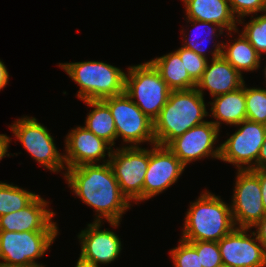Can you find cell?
I'll return each instance as SVG.
<instances>
[{
  "instance_id": "cell-30",
  "label": "cell",
  "mask_w": 266,
  "mask_h": 267,
  "mask_svg": "<svg viewBox=\"0 0 266 267\" xmlns=\"http://www.w3.org/2000/svg\"><path fill=\"white\" fill-rule=\"evenodd\" d=\"M189 243L200 256L202 267H217L222 264L218 242L196 241Z\"/></svg>"
},
{
  "instance_id": "cell-13",
  "label": "cell",
  "mask_w": 266,
  "mask_h": 267,
  "mask_svg": "<svg viewBox=\"0 0 266 267\" xmlns=\"http://www.w3.org/2000/svg\"><path fill=\"white\" fill-rule=\"evenodd\" d=\"M249 230L251 231L246 228H235L218 241L223 264L228 267L266 266V252L256 234H248Z\"/></svg>"
},
{
  "instance_id": "cell-9",
  "label": "cell",
  "mask_w": 266,
  "mask_h": 267,
  "mask_svg": "<svg viewBox=\"0 0 266 267\" xmlns=\"http://www.w3.org/2000/svg\"><path fill=\"white\" fill-rule=\"evenodd\" d=\"M10 130L23 144L27 152L42 166L52 172L66 170L64 155L57 150L49 130L34 117L17 119Z\"/></svg>"
},
{
  "instance_id": "cell-25",
  "label": "cell",
  "mask_w": 266,
  "mask_h": 267,
  "mask_svg": "<svg viewBox=\"0 0 266 267\" xmlns=\"http://www.w3.org/2000/svg\"><path fill=\"white\" fill-rule=\"evenodd\" d=\"M246 119L266 125V89L245 87Z\"/></svg>"
},
{
  "instance_id": "cell-21",
  "label": "cell",
  "mask_w": 266,
  "mask_h": 267,
  "mask_svg": "<svg viewBox=\"0 0 266 267\" xmlns=\"http://www.w3.org/2000/svg\"><path fill=\"white\" fill-rule=\"evenodd\" d=\"M150 62L159 71L162 79L172 91L196 88V83L190 78L176 51L156 57Z\"/></svg>"
},
{
  "instance_id": "cell-27",
  "label": "cell",
  "mask_w": 266,
  "mask_h": 267,
  "mask_svg": "<svg viewBox=\"0 0 266 267\" xmlns=\"http://www.w3.org/2000/svg\"><path fill=\"white\" fill-rule=\"evenodd\" d=\"M188 21H187V23L189 22V23H192V25L191 26H194V29H196L198 26V28L197 29H202L201 27H203V29H207L206 31H207V33L210 35V37H214V36H217L218 37V35H221V34H223V31H224V29H222V27H220L219 25H217V24H215V23H211V22H205V21H200V20H193V19H187ZM196 27V28H195ZM207 27V28H206ZM208 28H210L209 29V31H208ZM218 28V29H217ZM205 30H202V32L204 33V31ZM205 31V32H206ZM219 32V34L217 35V34H215L216 32ZM193 33H194V31H193ZM202 33V34H203ZM207 35V34H206ZM183 36H185V40L183 41L184 42V44H183V46L182 47H184V48H186V49H189V50H192V51H194L195 53H197L198 55H200V56H202V57H204V58H208V57H206V53H205V50H204V47H206L205 46V44H204V40L206 41V40H208L207 39V36L206 37H204L205 39H203V41L202 40H199L201 37H199L198 38V36L196 37L195 36V34H194V37H196V38H192L191 39V37L193 36L192 34H191V36H189V37H187L186 36V34L184 33V35ZM190 39V40H189ZM206 42H208L209 43V40L208 41H206ZM202 44H204V46L202 45Z\"/></svg>"
},
{
  "instance_id": "cell-38",
  "label": "cell",
  "mask_w": 266,
  "mask_h": 267,
  "mask_svg": "<svg viewBox=\"0 0 266 267\" xmlns=\"http://www.w3.org/2000/svg\"><path fill=\"white\" fill-rule=\"evenodd\" d=\"M0 267H24V266H9V265H5V264H0Z\"/></svg>"
},
{
  "instance_id": "cell-8",
  "label": "cell",
  "mask_w": 266,
  "mask_h": 267,
  "mask_svg": "<svg viewBox=\"0 0 266 267\" xmlns=\"http://www.w3.org/2000/svg\"><path fill=\"white\" fill-rule=\"evenodd\" d=\"M109 164L121 192L130 202L143 201V183L149 164V150L142 147L122 146L112 150Z\"/></svg>"
},
{
  "instance_id": "cell-10",
  "label": "cell",
  "mask_w": 266,
  "mask_h": 267,
  "mask_svg": "<svg viewBox=\"0 0 266 267\" xmlns=\"http://www.w3.org/2000/svg\"><path fill=\"white\" fill-rule=\"evenodd\" d=\"M221 146L220 159L238 170L257 169V158L263 145L266 125L248 119Z\"/></svg>"
},
{
  "instance_id": "cell-23",
  "label": "cell",
  "mask_w": 266,
  "mask_h": 267,
  "mask_svg": "<svg viewBox=\"0 0 266 267\" xmlns=\"http://www.w3.org/2000/svg\"><path fill=\"white\" fill-rule=\"evenodd\" d=\"M85 104L94 107L87 115L85 127L97 137L114 146L117 139L113 116L108 105L103 100H85Z\"/></svg>"
},
{
  "instance_id": "cell-7",
  "label": "cell",
  "mask_w": 266,
  "mask_h": 267,
  "mask_svg": "<svg viewBox=\"0 0 266 267\" xmlns=\"http://www.w3.org/2000/svg\"><path fill=\"white\" fill-rule=\"evenodd\" d=\"M108 105L114 119L117 138L122 137L129 147L149 142L156 144L153 121L124 92L117 96L103 99Z\"/></svg>"
},
{
  "instance_id": "cell-16",
  "label": "cell",
  "mask_w": 266,
  "mask_h": 267,
  "mask_svg": "<svg viewBox=\"0 0 266 267\" xmlns=\"http://www.w3.org/2000/svg\"><path fill=\"white\" fill-rule=\"evenodd\" d=\"M101 226V222H92L78 235L81 244L79 258L98 267L114 261L122 250L120 238L111 230H101Z\"/></svg>"
},
{
  "instance_id": "cell-20",
  "label": "cell",
  "mask_w": 266,
  "mask_h": 267,
  "mask_svg": "<svg viewBox=\"0 0 266 267\" xmlns=\"http://www.w3.org/2000/svg\"><path fill=\"white\" fill-rule=\"evenodd\" d=\"M210 103L211 115L216 118L211 121L220 129L221 122L238 125L246 119L245 83L240 88L226 94L213 97ZM219 120V121H218Z\"/></svg>"
},
{
  "instance_id": "cell-15",
  "label": "cell",
  "mask_w": 266,
  "mask_h": 267,
  "mask_svg": "<svg viewBox=\"0 0 266 267\" xmlns=\"http://www.w3.org/2000/svg\"><path fill=\"white\" fill-rule=\"evenodd\" d=\"M112 146L104 139L97 137L85 126H79L66 135L64 162L67 168L83 164L100 163L101 158L110 157Z\"/></svg>"
},
{
  "instance_id": "cell-35",
  "label": "cell",
  "mask_w": 266,
  "mask_h": 267,
  "mask_svg": "<svg viewBox=\"0 0 266 267\" xmlns=\"http://www.w3.org/2000/svg\"><path fill=\"white\" fill-rule=\"evenodd\" d=\"M10 139L11 138L6 134H0V160L4 158L8 152Z\"/></svg>"
},
{
  "instance_id": "cell-22",
  "label": "cell",
  "mask_w": 266,
  "mask_h": 267,
  "mask_svg": "<svg viewBox=\"0 0 266 267\" xmlns=\"http://www.w3.org/2000/svg\"><path fill=\"white\" fill-rule=\"evenodd\" d=\"M234 40L232 44L222 43V56L241 74L243 71H255L260 68L261 55L247 38L241 33L239 38Z\"/></svg>"
},
{
  "instance_id": "cell-32",
  "label": "cell",
  "mask_w": 266,
  "mask_h": 267,
  "mask_svg": "<svg viewBox=\"0 0 266 267\" xmlns=\"http://www.w3.org/2000/svg\"><path fill=\"white\" fill-rule=\"evenodd\" d=\"M256 231H253L257 239L262 244L264 251L266 252V215L254 226Z\"/></svg>"
},
{
  "instance_id": "cell-17",
  "label": "cell",
  "mask_w": 266,
  "mask_h": 267,
  "mask_svg": "<svg viewBox=\"0 0 266 267\" xmlns=\"http://www.w3.org/2000/svg\"><path fill=\"white\" fill-rule=\"evenodd\" d=\"M213 46L212 62L207 63L202 77L196 83V89L202 95L203 90L206 89L212 97H215L240 88L245 81L242 74L222 56V42L213 44Z\"/></svg>"
},
{
  "instance_id": "cell-29",
  "label": "cell",
  "mask_w": 266,
  "mask_h": 267,
  "mask_svg": "<svg viewBox=\"0 0 266 267\" xmlns=\"http://www.w3.org/2000/svg\"><path fill=\"white\" fill-rule=\"evenodd\" d=\"M176 52L184 63L190 78L197 83L206 69L208 59L184 47L179 48Z\"/></svg>"
},
{
  "instance_id": "cell-19",
  "label": "cell",
  "mask_w": 266,
  "mask_h": 267,
  "mask_svg": "<svg viewBox=\"0 0 266 267\" xmlns=\"http://www.w3.org/2000/svg\"><path fill=\"white\" fill-rule=\"evenodd\" d=\"M185 4L187 19L211 22L222 29L238 32L237 18L232 13L228 0H182ZM237 22V23H236Z\"/></svg>"
},
{
  "instance_id": "cell-12",
  "label": "cell",
  "mask_w": 266,
  "mask_h": 267,
  "mask_svg": "<svg viewBox=\"0 0 266 267\" xmlns=\"http://www.w3.org/2000/svg\"><path fill=\"white\" fill-rule=\"evenodd\" d=\"M219 132V129L213 122L206 121L176 137L167 147L179 158L185 167L192 161L208 156L220 160L221 146L214 149Z\"/></svg>"
},
{
  "instance_id": "cell-6",
  "label": "cell",
  "mask_w": 266,
  "mask_h": 267,
  "mask_svg": "<svg viewBox=\"0 0 266 267\" xmlns=\"http://www.w3.org/2000/svg\"><path fill=\"white\" fill-rule=\"evenodd\" d=\"M58 231H0V259L9 266L44 267L35 260L43 257Z\"/></svg>"
},
{
  "instance_id": "cell-31",
  "label": "cell",
  "mask_w": 266,
  "mask_h": 267,
  "mask_svg": "<svg viewBox=\"0 0 266 267\" xmlns=\"http://www.w3.org/2000/svg\"><path fill=\"white\" fill-rule=\"evenodd\" d=\"M232 13L237 18L238 23L242 24L244 16L266 12V0H228Z\"/></svg>"
},
{
  "instance_id": "cell-28",
  "label": "cell",
  "mask_w": 266,
  "mask_h": 267,
  "mask_svg": "<svg viewBox=\"0 0 266 267\" xmlns=\"http://www.w3.org/2000/svg\"><path fill=\"white\" fill-rule=\"evenodd\" d=\"M174 267H202L196 249L187 241L180 239L179 245L171 249Z\"/></svg>"
},
{
  "instance_id": "cell-18",
  "label": "cell",
  "mask_w": 266,
  "mask_h": 267,
  "mask_svg": "<svg viewBox=\"0 0 266 267\" xmlns=\"http://www.w3.org/2000/svg\"><path fill=\"white\" fill-rule=\"evenodd\" d=\"M48 204L38 195L20 211L0 216V231H58V226L52 221L56 213L48 210Z\"/></svg>"
},
{
  "instance_id": "cell-24",
  "label": "cell",
  "mask_w": 266,
  "mask_h": 267,
  "mask_svg": "<svg viewBox=\"0 0 266 267\" xmlns=\"http://www.w3.org/2000/svg\"><path fill=\"white\" fill-rule=\"evenodd\" d=\"M37 196L33 192L0 181V216L20 211Z\"/></svg>"
},
{
  "instance_id": "cell-5",
  "label": "cell",
  "mask_w": 266,
  "mask_h": 267,
  "mask_svg": "<svg viewBox=\"0 0 266 267\" xmlns=\"http://www.w3.org/2000/svg\"><path fill=\"white\" fill-rule=\"evenodd\" d=\"M127 69L124 92L149 119L154 121L166 105L172 90L150 61Z\"/></svg>"
},
{
  "instance_id": "cell-26",
  "label": "cell",
  "mask_w": 266,
  "mask_h": 267,
  "mask_svg": "<svg viewBox=\"0 0 266 267\" xmlns=\"http://www.w3.org/2000/svg\"><path fill=\"white\" fill-rule=\"evenodd\" d=\"M244 26L241 33L260 55L266 54V12L254 17Z\"/></svg>"
},
{
  "instance_id": "cell-3",
  "label": "cell",
  "mask_w": 266,
  "mask_h": 267,
  "mask_svg": "<svg viewBox=\"0 0 266 267\" xmlns=\"http://www.w3.org/2000/svg\"><path fill=\"white\" fill-rule=\"evenodd\" d=\"M207 190L191 202L186 212L182 238L187 242H218L235 228L231 205Z\"/></svg>"
},
{
  "instance_id": "cell-4",
  "label": "cell",
  "mask_w": 266,
  "mask_h": 267,
  "mask_svg": "<svg viewBox=\"0 0 266 267\" xmlns=\"http://www.w3.org/2000/svg\"><path fill=\"white\" fill-rule=\"evenodd\" d=\"M80 87L77 97L103 100L124 93L125 73L118 67L100 61L59 63Z\"/></svg>"
},
{
  "instance_id": "cell-34",
  "label": "cell",
  "mask_w": 266,
  "mask_h": 267,
  "mask_svg": "<svg viewBox=\"0 0 266 267\" xmlns=\"http://www.w3.org/2000/svg\"><path fill=\"white\" fill-rule=\"evenodd\" d=\"M257 169H266V132L263 145L260 148V152L257 158Z\"/></svg>"
},
{
  "instance_id": "cell-1",
  "label": "cell",
  "mask_w": 266,
  "mask_h": 267,
  "mask_svg": "<svg viewBox=\"0 0 266 267\" xmlns=\"http://www.w3.org/2000/svg\"><path fill=\"white\" fill-rule=\"evenodd\" d=\"M102 162L67 168L63 175L74 194L95 209L97 218L94 222L102 223L104 218L117 227L131 202L121 192L109 160Z\"/></svg>"
},
{
  "instance_id": "cell-40",
  "label": "cell",
  "mask_w": 266,
  "mask_h": 267,
  "mask_svg": "<svg viewBox=\"0 0 266 267\" xmlns=\"http://www.w3.org/2000/svg\"><path fill=\"white\" fill-rule=\"evenodd\" d=\"M264 74H265V79H266V66L264 68ZM266 81V80H265Z\"/></svg>"
},
{
  "instance_id": "cell-11",
  "label": "cell",
  "mask_w": 266,
  "mask_h": 267,
  "mask_svg": "<svg viewBox=\"0 0 266 267\" xmlns=\"http://www.w3.org/2000/svg\"><path fill=\"white\" fill-rule=\"evenodd\" d=\"M233 191L231 211L236 228L254 227L266 215L258 176L251 169L238 170Z\"/></svg>"
},
{
  "instance_id": "cell-14",
  "label": "cell",
  "mask_w": 266,
  "mask_h": 267,
  "mask_svg": "<svg viewBox=\"0 0 266 267\" xmlns=\"http://www.w3.org/2000/svg\"><path fill=\"white\" fill-rule=\"evenodd\" d=\"M143 183V200L150 199L177 182L185 169L179 158L167 147L153 144Z\"/></svg>"
},
{
  "instance_id": "cell-33",
  "label": "cell",
  "mask_w": 266,
  "mask_h": 267,
  "mask_svg": "<svg viewBox=\"0 0 266 267\" xmlns=\"http://www.w3.org/2000/svg\"><path fill=\"white\" fill-rule=\"evenodd\" d=\"M259 178L262 201L266 213V169H251Z\"/></svg>"
},
{
  "instance_id": "cell-37",
  "label": "cell",
  "mask_w": 266,
  "mask_h": 267,
  "mask_svg": "<svg viewBox=\"0 0 266 267\" xmlns=\"http://www.w3.org/2000/svg\"><path fill=\"white\" fill-rule=\"evenodd\" d=\"M75 267H98V266L85 262L79 258Z\"/></svg>"
},
{
  "instance_id": "cell-39",
  "label": "cell",
  "mask_w": 266,
  "mask_h": 267,
  "mask_svg": "<svg viewBox=\"0 0 266 267\" xmlns=\"http://www.w3.org/2000/svg\"><path fill=\"white\" fill-rule=\"evenodd\" d=\"M217 267H228V266L222 263V264L218 265Z\"/></svg>"
},
{
  "instance_id": "cell-2",
  "label": "cell",
  "mask_w": 266,
  "mask_h": 267,
  "mask_svg": "<svg viewBox=\"0 0 266 267\" xmlns=\"http://www.w3.org/2000/svg\"><path fill=\"white\" fill-rule=\"evenodd\" d=\"M204 96L196 89L171 91L166 105L153 121L156 145L167 146L187 130L206 122Z\"/></svg>"
},
{
  "instance_id": "cell-36",
  "label": "cell",
  "mask_w": 266,
  "mask_h": 267,
  "mask_svg": "<svg viewBox=\"0 0 266 267\" xmlns=\"http://www.w3.org/2000/svg\"><path fill=\"white\" fill-rule=\"evenodd\" d=\"M9 74L5 64L0 60V90L8 84Z\"/></svg>"
}]
</instances>
